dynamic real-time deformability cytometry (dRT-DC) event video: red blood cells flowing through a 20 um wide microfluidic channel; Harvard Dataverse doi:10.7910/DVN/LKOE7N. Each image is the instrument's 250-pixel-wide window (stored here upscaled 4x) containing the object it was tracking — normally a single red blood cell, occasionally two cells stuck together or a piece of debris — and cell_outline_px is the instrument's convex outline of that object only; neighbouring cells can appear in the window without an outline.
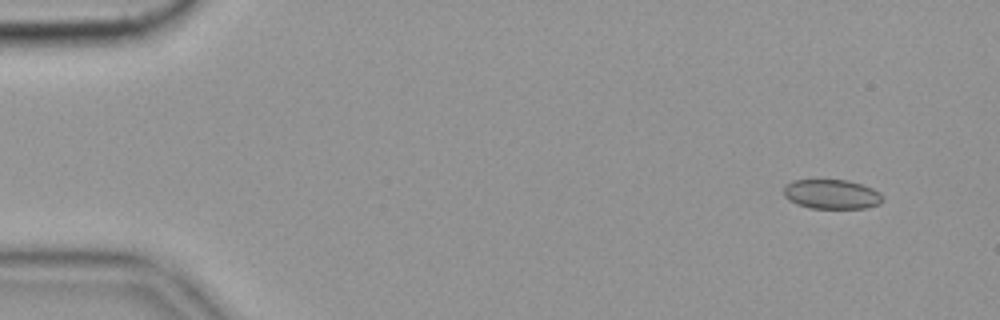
{"species": "common noctule bat (a hibernating species)", "species_latin": "Nyctalus noctula", "temperature_condition": "cold", "stored_images_in_passage": 57, "camera_frame_rate_fps": 3000, "um_per_image_px": 0.085, "animal": {"sex": "female", "body_mass_g": 19.9}, "frame": {"image": 1, "passage_image": 5, "time_ms": 1.333, "image_size_px": [1000, 320], "cell_outline_px": [[884, 200], [880, 204], [864, 208], [812, 208], [796, 204], [788, 200], [784, 196], [784, 184], [792, 180], [848, 180], [872, 188], [880, 192], [884, 196]], "centroid_in_image_um": [70.69, 16.51], "position_along_channel_um": 14.3, "area_um2": 17.17}}
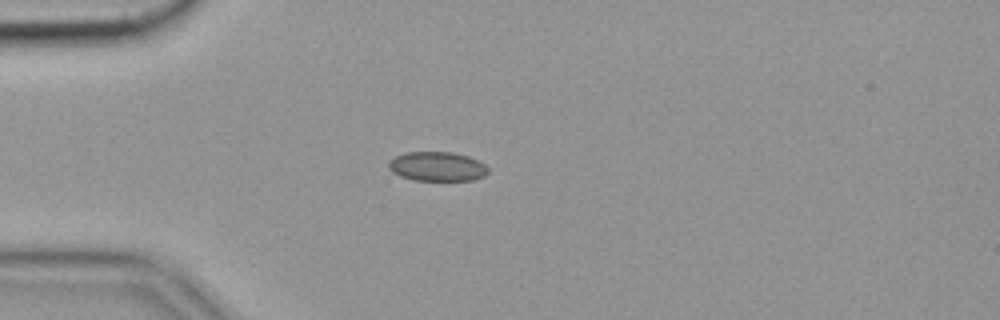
{"frame": {"image": 2, "passage_image": 16, "time_ms": 5.0, "image_size_px": [1000, 320], "cell_outline_px": [[488, 172], [484, 176], [472, 180], [412, 180], [400, 176], [392, 172], [388, 168], [388, 160], [396, 156], [408, 152], [452, 152], [468, 156], [484, 164], [488, 168]], "centroid_in_image_um": [37.13, 14.15], "position_along_channel_um": 47.9, "area_um2": 16.99}, "authors_computed_cell_mechanics": {"area_um2": 16.9354, "velocity_mm_per_s": 3.5496, "shape_relaxation_time_tau1_ms": null, "shape_relaxation_time_tau2_ms": 2.1103, "deformation_change_tau1": null, "deformation_change_tau2": 0.0529}}